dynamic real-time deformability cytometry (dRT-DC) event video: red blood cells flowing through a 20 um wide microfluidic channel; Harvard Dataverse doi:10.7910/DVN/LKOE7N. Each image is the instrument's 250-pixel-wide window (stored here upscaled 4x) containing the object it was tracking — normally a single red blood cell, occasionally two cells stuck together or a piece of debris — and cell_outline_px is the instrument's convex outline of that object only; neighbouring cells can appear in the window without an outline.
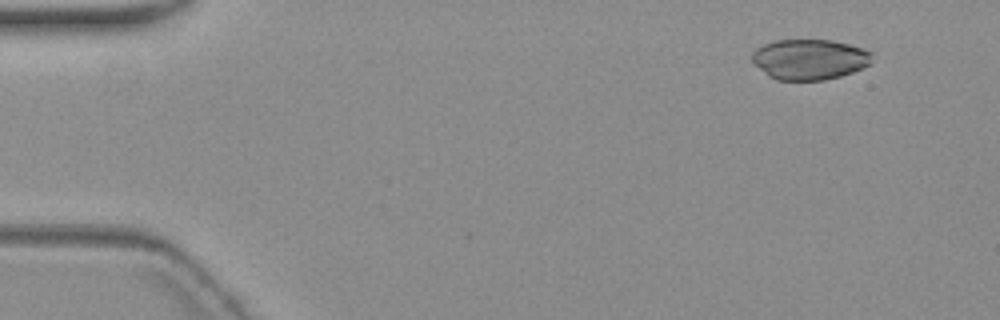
{"species": "common noctule bat (a hibernating species)", "species_latin": "Nyctalus noctula", "temperature_condition": "warm", "stored_images_in_passage": 10, "camera_frame_rate_fps": 3000, "um_per_image_px": 0.085, "animal": {"sex": "female", "body_mass_g": 19.3, "forearm_length_mm": 54.1}, "frame": {"image": 1, "passage_image": 1, "time_ms": 0.0, "image_size_px": [1000, 320], "cell_outline_px": [[872, 52], [868, 64], [852, 72], [840, 76], [824, 80], [776, 80], [768, 76], [752, 60], [752, 52], [756, 48], [764, 44], [776, 40], [832, 40], [864, 48]], "centroid_in_image_um": [68.79, 5.04], "position_along_channel_um": 16.2, "area_um2": 28.09}}
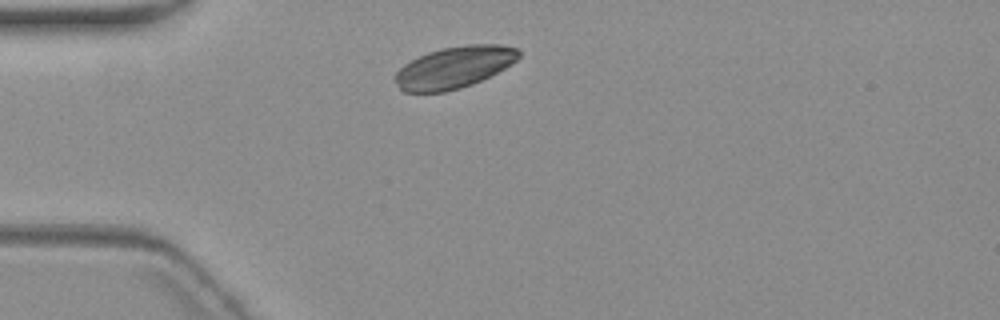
{"frame": {"image": 2, "passage_image": 4, "time_ms": 3.667, "image_size_px": [1000, 320], "cell_outline_px": [[520, 56], [512, 64], [472, 84], [460, 88], [444, 92], [404, 92], [392, 80], [392, 76], [404, 64], [428, 52], [444, 48], [468, 44], [500, 44], [520, 48]], "centroid_in_image_um": [38.59, 5.72], "position_along_channel_um": 46.4, "area_um2": 30.06}}
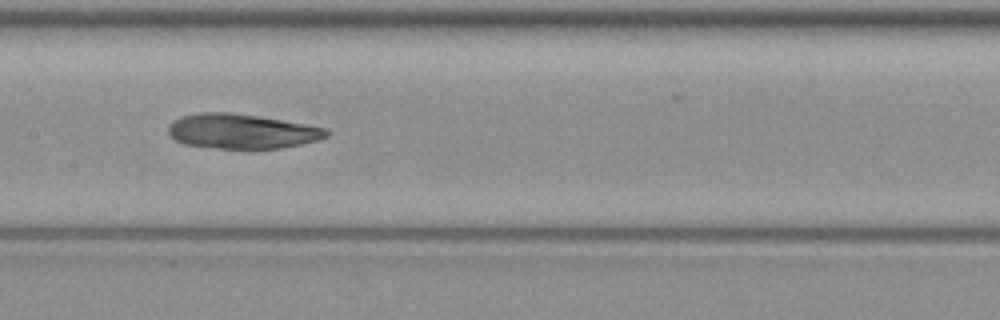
{"frame": {"image": 3, "passage_image": 8, "time_ms": 8.333, "image_size_px": [1000, 320], "cell_outline_px": [[332, 132], [328, 136], [320, 140], [280, 148], [216, 148], [184, 144], [176, 140], [168, 132], [168, 128], [180, 116], [200, 112], [232, 112], [260, 116], [308, 124], [328, 128]], "centroid_in_image_um": [20.62, 11.15], "position_along_channel_um": 186.8, "area_um2": 32.14}}